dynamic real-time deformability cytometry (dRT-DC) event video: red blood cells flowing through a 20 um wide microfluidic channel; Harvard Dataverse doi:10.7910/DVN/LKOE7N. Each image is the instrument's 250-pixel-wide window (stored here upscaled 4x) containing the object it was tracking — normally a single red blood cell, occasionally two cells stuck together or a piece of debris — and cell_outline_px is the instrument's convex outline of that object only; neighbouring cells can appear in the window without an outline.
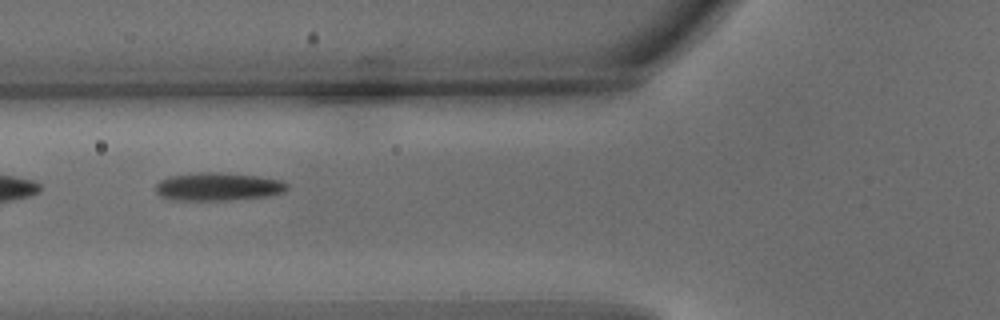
{"species": "common noctule bat (a hibernating species)", "species_latin": "Nyctalus noctula", "temperature_condition": "warm", "stored_images_in_passage": 8, "camera_frame_rate_fps": 3000, "um_per_image_px": 0.085, "animal": {"sex": "male", "body_mass_g": 15.6}, "frame": {"image": 1, "passage_image": 6, "time_ms": 1.667, "image_size_px": [1000, 320], "cell_outline_px": [[288, 188], [284, 192], [272, 196], [228, 200], [172, 200], [160, 196], [156, 192], [156, 184], [160, 180], [168, 176], [200, 172], [220, 172], [256, 176], [280, 180], [288, 184]], "centroid_in_image_um": [18.53, 15.87], "position_along_channel_um": 107.3, "area_um2": 21.68}}
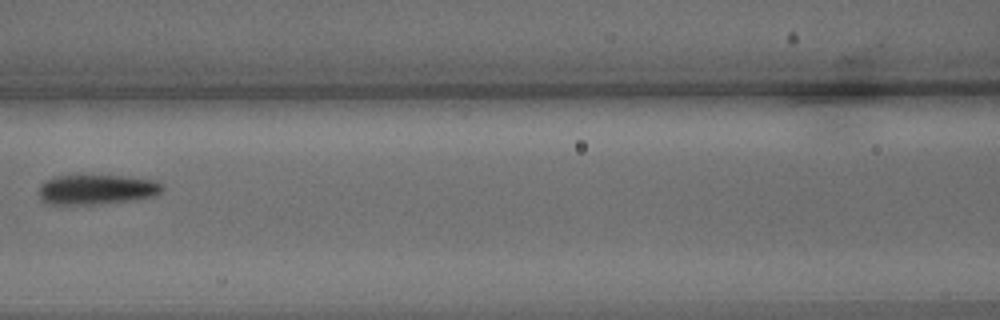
{"frame": {"image": 2, "passage_image": 7, "time_ms": 2.0, "image_size_px": [1000, 320], "cell_outline_px": [[164, 188], [160, 192], [152, 196], [128, 200], [92, 204], [44, 204], [40, 200], [40, 184], [56, 176], [120, 176], [156, 180]], "centroid_in_image_um": [8.17, 16.11], "position_along_channel_um": 158.4, "area_um2": 21.04}}
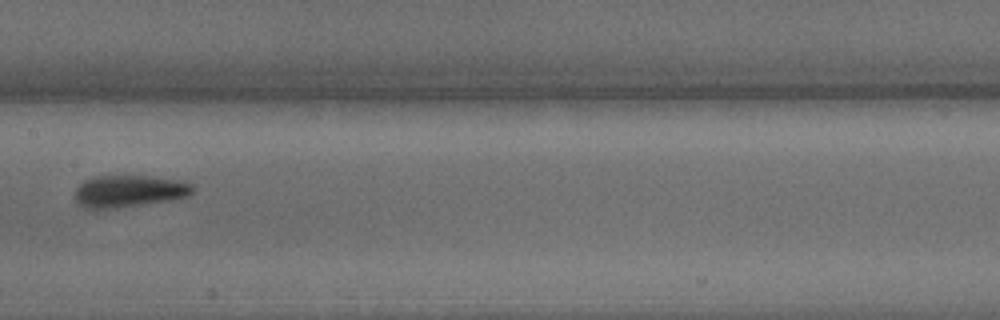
{"frame": {"image": 3, "passage_image": 8, "time_ms": 2.333, "image_size_px": [1000, 320], "cell_outline_px": [[196, 188], [188, 196], [172, 200], [116, 208], [84, 208], [76, 200], [76, 188], [84, 180], [96, 176], [144, 176], [180, 180], [192, 184]], "centroid_in_image_um": [11.0, 16.25], "position_along_channel_um": 196.4, "area_um2": 21.85}}